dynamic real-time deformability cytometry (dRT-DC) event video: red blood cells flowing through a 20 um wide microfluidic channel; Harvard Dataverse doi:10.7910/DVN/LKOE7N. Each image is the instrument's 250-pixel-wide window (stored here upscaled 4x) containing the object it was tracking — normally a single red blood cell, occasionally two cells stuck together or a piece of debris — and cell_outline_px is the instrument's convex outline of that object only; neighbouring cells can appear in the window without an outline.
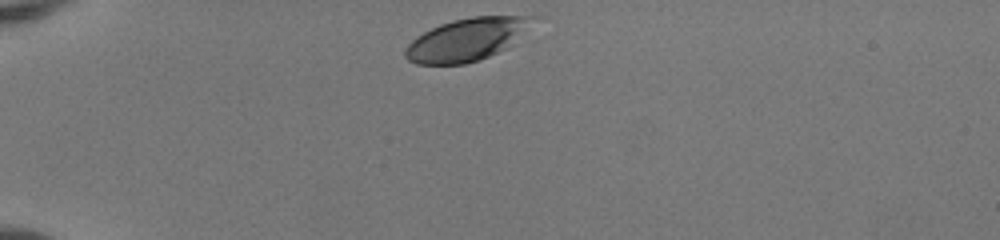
{"species": "human", "species_latin": "Homo sapiens", "temperature_condition": "room temperature", "stored_images_in_passage": 33, "camera_frame_rate_fps": 3000, "um_per_image_px": 0.085, "donor": {"sex": "female"}, "frame": {"image": 1, "passage_image": 1, "time_ms": 0.0, "image_size_px": [1000, 240], "cell_outline_px": [[548, 16], [508, 48], [480, 60], [464, 64], [416, 64], [408, 60], [404, 56], [404, 52], [408, 44], [416, 36], [440, 24], [452, 20], [472, 16]], "centroid_in_image_um": [39.84, 3.32], "position_along_channel_um": 45.2, "area_um2": 32.6}}
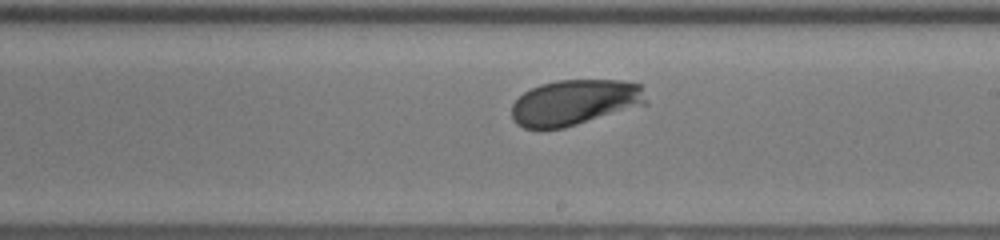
{"frame": {"image": 2, "passage_image": 19, "time_ms": 6.0, "image_size_px": [1000, 240], "cell_outline_px": [[648, 104], [564, 128], [524, 128], [516, 124], [512, 120], [512, 104], [524, 92], [540, 84], [556, 80], [620, 80], [640, 84], [648, 100]], "centroid_in_image_um": [48.87, 8.7], "position_along_channel_um": 240.1, "area_um2": 35.89}}
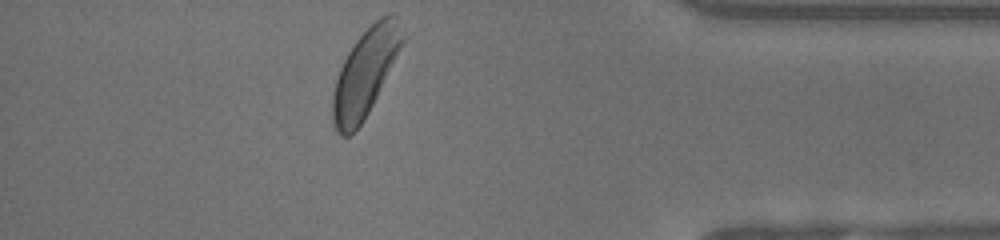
{"frame": {"image": 3, "passage_image": 33, "time_ms": 10.667, "image_size_px": [1000, 240], "cell_outline_px": [[408, 36], [368, 112], [360, 124], [348, 136], [340, 136], [336, 132], [332, 120], [332, 96], [336, 80], [340, 68], [348, 52], [356, 40], [380, 16], [388, 12], [392, 12], [396, 16], [404, 28]], "centroid_in_image_um": [31.08, 6.12], "position_along_channel_um": 404.1, "area_um2": 35.43}, "authors_computed_cell_mechanics": {"area_um2": 35.2002, "velocity_mm_per_s": 4.0439, "shape_relaxation_time_tau1_ms": 1.4883, "shape_relaxation_time_tau2_ms": null, "deformation_change_tau1": 0.086, "deformation_change_tau2": null}}